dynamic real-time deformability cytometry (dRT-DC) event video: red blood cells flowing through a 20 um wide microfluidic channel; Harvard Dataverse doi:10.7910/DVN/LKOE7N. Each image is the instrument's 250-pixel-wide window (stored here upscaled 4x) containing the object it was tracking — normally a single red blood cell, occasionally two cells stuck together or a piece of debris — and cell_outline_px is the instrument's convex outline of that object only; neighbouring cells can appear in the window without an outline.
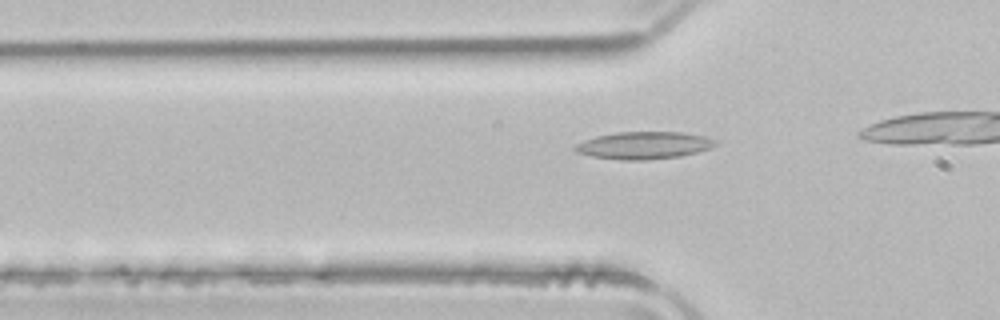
{"species": "common noctule bat (a hibernating species)", "species_latin": "Nyctalus noctula", "temperature_condition": "room temperature", "stored_images_in_passage": 17, "camera_frame_rate_fps": 3000, "um_per_image_px": 0.085, "animal": {"sex": "male", "body_mass_g": 21.5, "forearm_length_mm": 52.0}, "frame": {"image": 1, "passage_image": 12, "time_ms": 3.667, "image_size_px": [1000, 320], "cell_outline_px": [[716, 144], [712, 148], [680, 156], [648, 160], [620, 160], [592, 156], [576, 152], [572, 148], [576, 144], [584, 140], [596, 136], [616, 132], [684, 132], [704, 136], [716, 140]], "centroid_in_image_um": [54.72, 12.35], "position_along_channel_um": 71.1, "area_um2": 22.43}}